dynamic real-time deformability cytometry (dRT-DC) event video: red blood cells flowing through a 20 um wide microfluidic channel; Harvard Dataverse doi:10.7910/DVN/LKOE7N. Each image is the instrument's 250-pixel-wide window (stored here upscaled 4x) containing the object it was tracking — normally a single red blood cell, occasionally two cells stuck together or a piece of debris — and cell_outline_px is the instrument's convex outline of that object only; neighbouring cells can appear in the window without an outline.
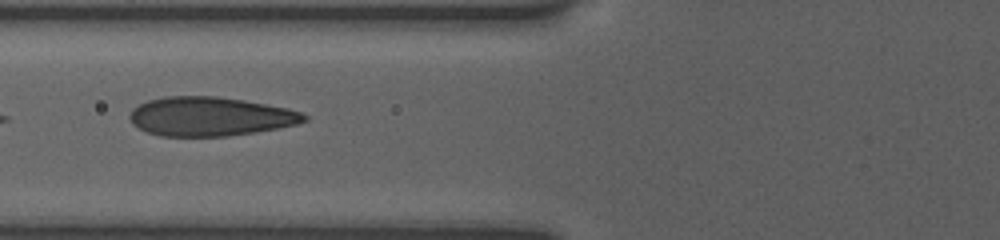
{"species": "human", "species_latin": "Homo sapiens", "temperature_condition": "room temperature", "stored_images_in_passage": 24, "camera_frame_rate_fps": 3000, "um_per_image_px": 0.085, "donor": {"sex": "female"}, "frame": {"image": 1, "passage_image": 11, "time_ms": 7.333, "image_size_px": [1000, 240], "cell_outline_px": [[308, 120], [296, 124], [256, 132], [228, 136], [160, 136], [148, 132], [132, 124], [128, 116], [132, 108], [148, 100], [164, 96], [216, 96], [244, 100], [288, 108], [300, 112], [308, 116]], "centroid_in_image_um": [17.84, 9.89], "position_along_channel_um": 108.0, "area_um2": 39.71}}
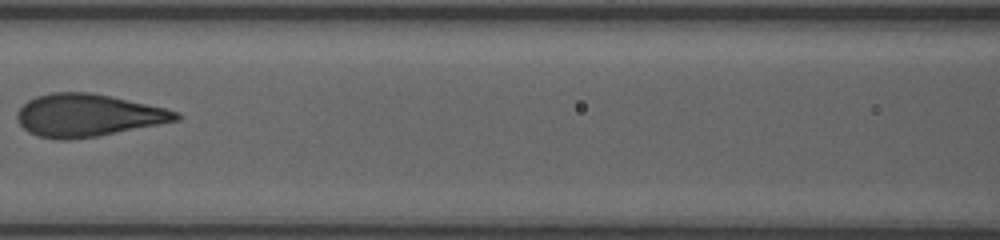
{"frame": {"image": 2, "passage_image": 13, "time_ms": 8.667, "image_size_px": [1000, 240], "cell_outline_px": [[180, 120], [96, 136], [68, 140], [52, 140], [28, 132], [20, 124], [16, 116], [16, 112], [28, 100], [36, 96], [52, 92], [92, 92], [164, 108], [180, 112]], "centroid_in_image_um": [7.43, 9.8], "position_along_channel_um": 159.2, "area_um2": 39.19}}
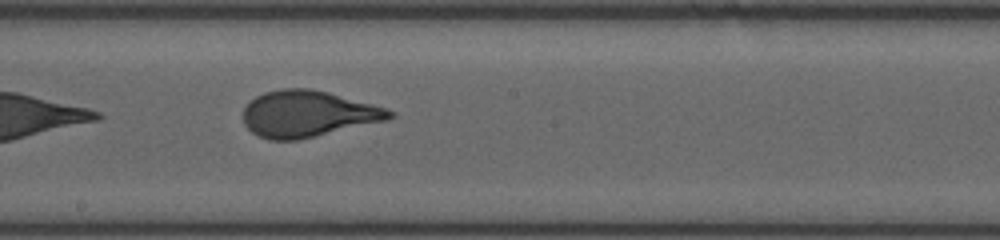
{"frame": {"image": 3, "passage_image": 15, "time_ms": 10.333, "image_size_px": [1000, 240], "cell_outline_px": [[396, 116], [388, 120], [296, 140], [268, 140], [252, 132], [244, 124], [244, 108], [256, 96], [264, 92], [280, 88], [312, 88], [328, 92], [388, 108], [396, 112]], "centroid_in_image_um": [26.2, 9.66], "position_along_channel_um": 222.0, "area_um2": 39.54}, "authors_computed_cell_mechanics": {"area_um2": 41.2692, "velocity_mm_per_s": 3.8037, "shape_relaxation_time_tau1_ms": 3.0805, "shape_relaxation_time_tau2_ms": 0.5385, "deformation_change_tau1": 0.1702, "deformation_change_tau2": 0.0812}}